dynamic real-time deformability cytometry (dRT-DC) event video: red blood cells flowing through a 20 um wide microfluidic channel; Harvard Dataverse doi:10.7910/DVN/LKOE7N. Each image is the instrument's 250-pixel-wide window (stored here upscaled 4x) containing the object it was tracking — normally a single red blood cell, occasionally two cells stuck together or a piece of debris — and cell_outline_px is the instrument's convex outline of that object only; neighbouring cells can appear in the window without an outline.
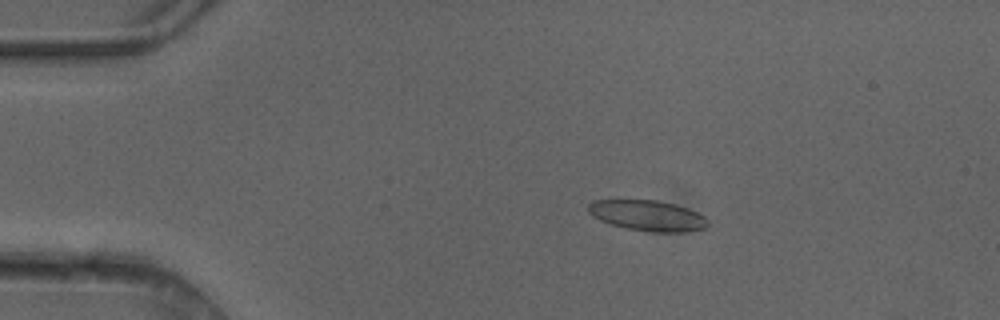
{"species": "common noctule bat (a hibernating species)", "species_latin": "Nyctalus noctula", "temperature_condition": "cold", "stored_images_in_passage": 4, "camera_frame_rate_fps": 3000, "um_per_image_px": 0.085, "animal": {"sex": "female"}, "frame": {"image": 1, "passage_image": 3, "time_ms": 0.667, "image_size_px": [1000, 320], "cell_outline_px": [[708, 228], [684, 232], [656, 232], [624, 228], [600, 220], [592, 216], [588, 212], [588, 204], [592, 200], [656, 200], [676, 204], [688, 208], [704, 216], [708, 220]], "centroid_in_image_um": [55.06, 18.32], "position_along_channel_um": 29.9, "area_um2": 21.44}}